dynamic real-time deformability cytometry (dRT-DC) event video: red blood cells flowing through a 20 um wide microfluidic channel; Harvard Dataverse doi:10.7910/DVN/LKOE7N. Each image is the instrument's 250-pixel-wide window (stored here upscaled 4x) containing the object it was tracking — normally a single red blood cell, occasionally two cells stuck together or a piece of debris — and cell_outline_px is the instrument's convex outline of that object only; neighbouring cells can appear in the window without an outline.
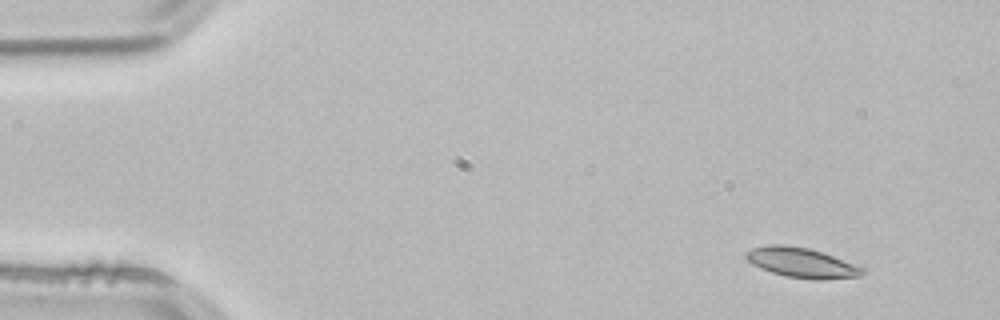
{"species": "common noctule bat (a hibernating species)", "species_latin": "Nyctalus noctula", "temperature_condition": "room temperature", "stored_images_in_passage": 3, "camera_frame_rate_fps": 3000, "um_per_image_px": 0.085, "animal": {"sex": "male", "body_mass_g": 21.5, "forearm_length_mm": 52.0}, "frame": {"image": 1, "passage_image": 1, "time_ms": 0.0, "image_size_px": [1000, 320], "cell_outline_px": [[868, 272], [860, 276], [820, 280], [812, 280], [784, 276], [760, 268], [752, 264], [744, 256], [744, 252], [752, 248], [768, 244], [784, 244], [808, 248], [832, 256], [864, 268]], "centroid_in_image_um": [68.11, 22.33], "position_along_channel_um": 16.9, "area_um2": 20.35}}